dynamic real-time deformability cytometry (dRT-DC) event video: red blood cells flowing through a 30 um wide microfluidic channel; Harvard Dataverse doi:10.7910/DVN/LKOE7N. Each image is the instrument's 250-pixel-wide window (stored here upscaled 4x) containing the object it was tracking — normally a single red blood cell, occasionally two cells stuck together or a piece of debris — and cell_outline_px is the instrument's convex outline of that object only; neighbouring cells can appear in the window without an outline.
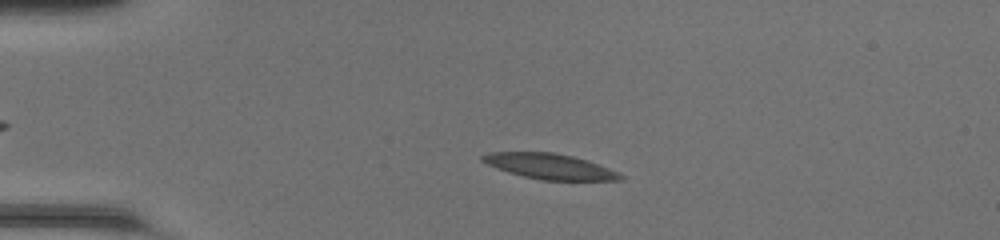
{"species": "common noctule bat (a hibernating species)", "species_latin": "Nyctalus noctula", "temperature_condition": "room temperature", "stored_images_in_passage": 40, "camera_frame_rate_fps": 3000, "um_per_image_px": 0.085, "animal": {"sex": "female", "body_mass_g": 20.0, "forearm_length_mm": 54.0}, "frame": {"image": 1, "passage_image": 9, "time_ms": 2.667, "image_size_px": [1000, 240], "cell_outline_px": [[624, 180], [540, 180], [508, 172], [488, 164], [480, 160], [480, 156], [492, 152], [552, 152], [572, 156], [588, 160], [608, 168], [624, 176]], "centroid_in_image_um": [46.73, 14.14], "position_along_channel_um": 38.3, "area_um2": 20.23}}
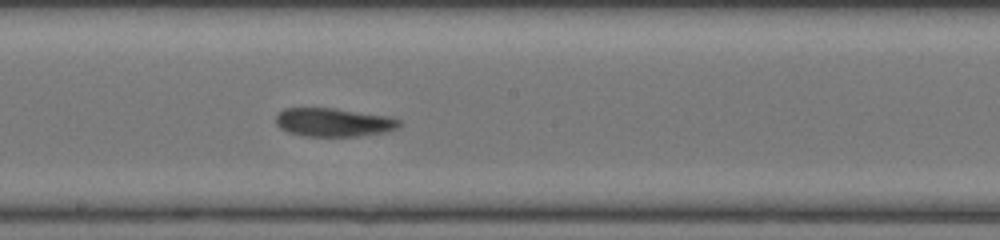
{"frame": {"image": 2, "passage_image": 25, "time_ms": 8.0, "image_size_px": [1000, 240], "cell_outline_px": [[400, 124], [396, 128], [384, 132], [356, 136], [304, 136], [288, 132], [280, 128], [276, 124], [276, 116], [284, 108], [332, 108], [388, 116], [400, 120]], "centroid_in_image_um": [28.32, 10.4], "position_along_channel_um": 219.9, "area_um2": 20.29}}
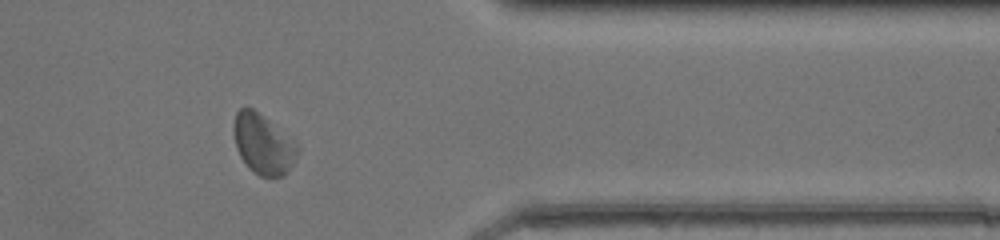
{"frame": {"image": 3, "passage_image": 38, "time_ms": 12.333, "image_size_px": [1000, 240], "cell_outline_px": [[300, 148], [296, 156], [284, 176], [260, 176], [248, 168], [240, 156], [236, 148], [232, 128], [232, 124], [236, 112], [240, 108], [252, 108], [296, 140], [300, 144]], "centroid_in_image_um": [22.36, 12.23], "position_along_channel_um": 389.0, "area_um2": 22.48}, "authors_computed_cell_mechanics": {"area_um2": 20.8658, "velocity_mm_per_s": 4.2376, "shape_relaxation_time_tau1_ms": 3.202, "shape_relaxation_time_tau2_ms": 4.148, "deformation_change_tau1": 0.1107, "deformation_change_tau2": 0.1279}}